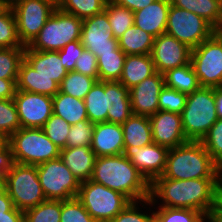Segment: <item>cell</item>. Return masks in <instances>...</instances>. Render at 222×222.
Segmentation results:
<instances>
[{
    "label": "cell",
    "mask_w": 222,
    "mask_h": 222,
    "mask_svg": "<svg viewBox=\"0 0 222 222\" xmlns=\"http://www.w3.org/2000/svg\"><path fill=\"white\" fill-rule=\"evenodd\" d=\"M82 22L57 7L27 47L37 51H60L66 44L81 39Z\"/></svg>",
    "instance_id": "cell-6"
},
{
    "label": "cell",
    "mask_w": 222,
    "mask_h": 222,
    "mask_svg": "<svg viewBox=\"0 0 222 222\" xmlns=\"http://www.w3.org/2000/svg\"><path fill=\"white\" fill-rule=\"evenodd\" d=\"M168 151V148L152 143L144 147L124 146L123 155L151 184L157 177L163 175Z\"/></svg>",
    "instance_id": "cell-15"
},
{
    "label": "cell",
    "mask_w": 222,
    "mask_h": 222,
    "mask_svg": "<svg viewBox=\"0 0 222 222\" xmlns=\"http://www.w3.org/2000/svg\"><path fill=\"white\" fill-rule=\"evenodd\" d=\"M222 215V174L220 175L216 186L215 208Z\"/></svg>",
    "instance_id": "cell-54"
},
{
    "label": "cell",
    "mask_w": 222,
    "mask_h": 222,
    "mask_svg": "<svg viewBox=\"0 0 222 222\" xmlns=\"http://www.w3.org/2000/svg\"><path fill=\"white\" fill-rule=\"evenodd\" d=\"M60 217V200H45L24 211V222H60Z\"/></svg>",
    "instance_id": "cell-37"
},
{
    "label": "cell",
    "mask_w": 222,
    "mask_h": 222,
    "mask_svg": "<svg viewBox=\"0 0 222 222\" xmlns=\"http://www.w3.org/2000/svg\"><path fill=\"white\" fill-rule=\"evenodd\" d=\"M0 222H24V211L13 207L7 216H0Z\"/></svg>",
    "instance_id": "cell-53"
},
{
    "label": "cell",
    "mask_w": 222,
    "mask_h": 222,
    "mask_svg": "<svg viewBox=\"0 0 222 222\" xmlns=\"http://www.w3.org/2000/svg\"><path fill=\"white\" fill-rule=\"evenodd\" d=\"M107 122L124 123L132 114L129 89L119 81H108Z\"/></svg>",
    "instance_id": "cell-25"
},
{
    "label": "cell",
    "mask_w": 222,
    "mask_h": 222,
    "mask_svg": "<svg viewBox=\"0 0 222 222\" xmlns=\"http://www.w3.org/2000/svg\"><path fill=\"white\" fill-rule=\"evenodd\" d=\"M25 47L18 38L16 19L11 6L0 7V48Z\"/></svg>",
    "instance_id": "cell-36"
},
{
    "label": "cell",
    "mask_w": 222,
    "mask_h": 222,
    "mask_svg": "<svg viewBox=\"0 0 222 222\" xmlns=\"http://www.w3.org/2000/svg\"><path fill=\"white\" fill-rule=\"evenodd\" d=\"M206 222H222V215L213 209L207 216Z\"/></svg>",
    "instance_id": "cell-56"
},
{
    "label": "cell",
    "mask_w": 222,
    "mask_h": 222,
    "mask_svg": "<svg viewBox=\"0 0 222 222\" xmlns=\"http://www.w3.org/2000/svg\"><path fill=\"white\" fill-rule=\"evenodd\" d=\"M5 184L15 208L25 211L47 200L35 165L13 163L7 172Z\"/></svg>",
    "instance_id": "cell-7"
},
{
    "label": "cell",
    "mask_w": 222,
    "mask_h": 222,
    "mask_svg": "<svg viewBox=\"0 0 222 222\" xmlns=\"http://www.w3.org/2000/svg\"><path fill=\"white\" fill-rule=\"evenodd\" d=\"M87 117L93 124L107 122L108 81H96L84 98Z\"/></svg>",
    "instance_id": "cell-28"
},
{
    "label": "cell",
    "mask_w": 222,
    "mask_h": 222,
    "mask_svg": "<svg viewBox=\"0 0 222 222\" xmlns=\"http://www.w3.org/2000/svg\"><path fill=\"white\" fill-rule=\"evenodd\" d=\"M16 90L53 97L59 92V84L50 77L39 76L33 66L23 59L19 67Z\"/></svg>",
    "instance_id": "cell-23"
},
{
    "label": "cell",
    "mask_w": 222,
    "mask_h": 222,
    "mask_svg": "<svg viewBox=\"0 0 222 222\" xmlns=\"http://www.w3.org/2000/svg\"><path fill=\"white\" fill-rule=\"evenodd\" d=\"M154 218L158 222H205L206 216L193 209L156 207Z\"/></svg>",
    "instance_id": "cell-39"
},
{
    "label": "cell",
    "mask_w": 222,
    "mask_h": 222,
    "mask_svg": "<svg viewBox=\"0 0 222 222\" xmlns=\"http://www.w3.org/2000/svg\"><path fill=\"white\" fill-rule=\"evenodd\" d=\"M60 158L80 183L91 180L96 155L90 146L61 149Z\"/></svg>",
    "instance_id": "cell-22"
},
{
    "label": "cell",
    "mask_w": 222,
    "mask_h": 222,
    "mask_svg": "<svg viewBox=\"0 0 222 222\" xmlns=\"http://www.w3.org/2000/svg\"><path fill=\"white\" fill-rule=\"evenodd\" d=\"M74 71L91 76L98 81L97 57L91 51L84 49L75 63Z\"/></svg>",
    "instance_id": "cell-47"
},
{
    "label": "cell",
    "mask_w": 222,
    "mask_h": 222,
    "mask_svg": "<svg viewBox=\"0 0 222 222\" xmlns=\"http://www.w3.org/2000/svg\"><path fill=\"white\" fill-rule=\"evenodd\" d=\"M52 109L53 114L62 117L70 125L88 120L84 100L60 91L52 97Z\"/></svg>",
    "instance_id": "cell-27"
},
{
    "label": "cell",
    "mask_w": 222,
    "mask_h": 222,
    "mask_svg": "<svg viewBox=\"0 0 222 222\" xmlns=\"http://www.w3.org/2000/svg\"><path fill=\"white\" fill-rule=\"evenodd\" d=\"M151 57L156 71L164 74L170 69L189 64L191 48L175 37L163 33L154 39Z\"/></svg>",
    "instance_id": "cell-16"
},
{
    "label": "cell",
    "mask_w": 222,
    "mask_h": 222,
    "mask_svg": "<svg viewBox=\"0 0 222 222\" xmlns=\"http://www.w3.org/2000/svg\"><path fill=\"white\" fill-rule=\"evenodd\" d=\"M17 79L0 78V99H13L16 92Z\"/></svg>",
    "instance_id": "cell-50"
},
{
    "label": "cell",
    "mask_w": 222,
    "mask_h": 222,
    "mask_svg": "<svg viewBox=\"0 0 222 222\" xmlns=\"http://www.w3.org/2000/svg\"><path fill=\"white\" fill-rule=\"evenodd\" d=\"M115 4L126 7L129 10L135 12L137 10L147 7L149 4L153 3L155 0H111Z\"/></svg>",
    "instance_id": "cell-52"
},
{
    "label": "cell",
    "mask_w": 222,
    "mask_h": 222,
    "mask_svg": "<svg viewBox=\"0 0 222 222\" xmlns=\"http://www.w3.org/2000/svg\"><path fill=\"white\" fill-rule=\"evenodd\" d=\"M190 62L201 87H222V39L216 33L191 49Z\"/></svg>",
    "instance_id": "cell-12"
},
{
    "label": "cell",
    "mask_w": 222,
    "mask_h": 222,
    "mask_svg": "<svg viewBox=\"0 0 222 222\" xmlns=\"http://www.w3.org/2000/svg\"><path fill=\"white\" fill-rule=\"evenodd\" d=\"M13 163L12 150L8 145L0 152V185L5 184L6 174L12 168Z\"/></svg>",
    "instance_id": "cell-49"
},
{
    "label": "cell",
    "mask_w": 222,
    "mask_h": 222,
    "mask_svg": "<svg viewBox=\"0 0 222 222\" xmlns=\"http://www.w3.org/2000/svg\"><path fill=\"white\" fill-rule=\"evenodd\" d=\"M8 146V137L0 132V152Z\"/></svg>",
    "instance_id": "cell-57"
},
{
    "label": "cell",
    "mask_w": 222,
    "mask_h": 222,
    "mask_svg": "<svg viewBox=\"0 0 222 222\" xmlns=\"http://www.w3.org/2000/svg\"><path fill=\"white\" fill-rule=\"evenodd\" d=\"M25 47L0 48V78L17 79Z\"/></svg>",
    "instance_id": "cell-38"
},
{
    "label": "cell",
    "mask_w": 222,
    "mask_h": 222,
    "mask_svg": "<svg viewBox=\"0 0 222 222\" xmlns=\"http://www.w3.org/2000/svg\"><path fill=\"white\" fill-rule=\"evenodd\" d=\"M111 31L107 12L104 10L83 20L81 43L86 50L91 51L97 58L101 54L112 53L119 47V44Z\"/></svg>",
    "instance_id": "cell-13"
},
{
    "label": "cell",
    "mask_w": 222,
    "mask_h": 222,
    "mask_svg": "<svg viewBox=\"0 0 222 222\" xmlns=\"http://www.w3.org/2000/svg\"><path fill=\"white\" fill-rule=\"evenodd\" d=\"M94 125L89 120H82L71 125L69 133L67 135L66 147H85L91 145V139L93 137Z\"/></svg>",
    "instance_id": "cell-43"
},
{
    "label": "cell",
    "mask_w": 222,
    "mask_h": 222,
    "mask_svg": "<svg viewBox=\"0 0 222 222\" xmlns=\"http://www.w3.org/2000/svg\"><path fill=\"white\" fill-rule=\"evenodd\" d=\"M165 33L194 49L215 33V28L203 17L170 5Z\"/></svg>",
    "instance_id": "cell-10"
},
{
    "label": "cell",
    "mask_w": 222,
    "mask_h": 222,
    "mask_svg": "<svg viewBox=\"0 0 222 222\" xmlns=\"http://www.w3.org/2000/svg\"><path fill=\"white\" fill-rule=\"evenodd\" d=\"M76 198L98 222H110L131 202L122 193L92 180L80 183Z\"/></svg>",
    "instance_id": "cell-8"
},
{
    "label": "cell",
    "mask_w": 222,
    "mask_h": 222,
    "mask_svg": "<svg viewBox=\"0 0 222 222\" xmlns=\"http://www.w3.org/2000/svg\"><path fill=\"white\" fill-rule=\"evenodd\" d=\"M214 100L218 119H222V87H214Z\"/></svg>",
    "instance_id": "cell-55"
},
{
    "label": "cell",
    "mask_w": 222,
    "mask_h": 222,
    "mask_svg": "<svg viewBox=\"0 0 222 222\" xmlns=\"http://www.w3.org/2000/svg\"><path fill=\"white\" fill-rule=\"evenodd\" d=\"M219 178L177 180L157 177L150 184L146 206L193 209L207 216L215 208L216 186ZM157 198V199H156Z\"/></svg>",
    "instance_id": "cell-1"
},
{
    "label": "cell",
    "mask_w": 222,
    "mask_h": 222,
    "mask_svg": "<svg viewBox=\"0 0 222 222\" xmlns=\"http://www.w3.org/2000/svg\"><path fill=\"white\" fill-rule=\"evenodd\" d=\"M181 118L186 139L201 141L218 120L214 88L200 87L188 94Z\"/></svg>",
    "instance_id": "cell-4"
},
{
    "label": "cell",
    "mask_w": 222,
    "mask_h": 222,
    "mask_svg": "<svg viewBox=\"0 0 222 222\" xmlns=\"http://www.w3.org/2000/svg\"><path fill=\"white\" fill-rule=\"evenodd\" d=\"M213 161L222 169V119H218L201 140Z\"/></svg>",
    "instance_id": "cell-42"
},
{
    "label": "cell",
    "mask_w": 222,
    "mask_h": 222,
    "mask_svg": "<svg viewBox=\"0 0 222 222\" xmlns=\"http://www.w3.org/2000/svg\"><path fill=\"white\" fill-rule=\"evenodd\" d=\"M222 169L213 161L201 141H187L169 149L163 178L189 180L219 178Z\"/></svg>",
    "instance_id": "cell-3"
},
{
    "label": "cell",
    "mask_w": 222,
    "mask_h": 222,
    "mask_svg": "<svg viewBox=\"0 0 222 222\" xmlns=\"http://www.w3.org/2000/svg\"><path fill=\"white\" fill-rule=\"evenodd\" d=\"M215 33L222 39V27L215 29Z\"/></svg>",
    "instance_id": "cell-59"
},
{
    "label": "cell",
    "mask_w": 222,
    "mask_h": 222,
    "mask_svg": "<svg viewBox=\"0 0 222 222\" xmlns=\"http://www.w3.org/2000/svg\"><path fill=\"white\" fill-rule=\"evenodd\" d=\"M13 99L21 128H42L53 114L51 96L16 90Z\"/></svg>",
    "instance_id": "cell-14"
},
{
    "label": "cell",
    "mask_w": 222,
    "mask_h": 222,
    "mask_svg": "<svg viewBox=\"0 0 222 222\" xmlns=\"http://www.w3.org/2000/svg\"><path fill=\"white\" fill-rule=\"evenodd\" d=\"M170 5L169 0H155L147 7L135 11L134 25L156 38L166 31Z\"/></svg>",
    "instance_id": "cell-20"
},
{
    "label": "cell",
    "mask_w": 222,
    "mask_h": 222,
    "mask_svg": "<svg viewBox=\"0 0 222 222\" xmlns=\"http://www.w3.org/2000/svg\"><path fill=\"white\" fill-rule=\"evenodd\" d=\"M13 161L26 165H39L60 157L58 148L42 128H19L8 138Z\"/></svg>",
    "instance_id": "cell-5"
},
{
    "label": "cell",
    "mask_w": 222,
    "mask_h": 222,
    "mask_svg": "<svg viewBox=\"0 0 222 222\" xmlns=\"http://www.w3.org/2000/svg\"><path fill=\"white\" fill-rule=\"evenodd\" d=\"M97 80L91 76L75 71H68L59 85V91L84 100Z\"/></svg>",
    "instance_id": "cell-35"
},
{
    "label": "cell",
    "mask_w": 222,
    "mask_h": 222,
    "mask_svg": "<svg viewBox=\"0 0 222 222\" xmlns=\"http://www.w3.org/2000/svg\"><path fill=\"white\" fill-rule=\"evenodd\" d=\"M47 200H69L77 196L80 182L59 157L36 165Z\"/></svg>",
    "instance_id": "cell-11"
},
{
    "label": "cell",
    "mask_w": 222,
    "mask_h": 222,
    "mask_svg": "<svg viewBox=\"0 0 222 222\" xmlns=\"http://www.w3.org/2000/svg\"><path fill=\"white\" fill-rule=\"evenodd\" d=\"M155 37L141 28L132 25L118 39L119 48L126 55L151 54Z\"/></svg>",
    "instance_id": "cell-30"
},
{
    "label": "cell",
    "mask_w": 222,
    "mask_h": 222,
    "mask_svg": "<svg viewBox=\"0 0 222 222\" xmlns=\"http://www.w3.org/2000/svg\"><path fill=\"white\" fill-rule=\"evenodd\" d=\"M164 81L166 87L187 95L201 87L191 62L168 70L164 73Z\"/></svg>",
    "instance_id": "cell-31"
},
{
    "label": "cell",
    "mask_w": 222,
    "mask_h": 222,
    "mask_svg": "<svg viewBox=\"0 0 222 222\" xmlns=\"http://www.w3.org/2000/svg\"><path fill=\"white\" fill-rule=\"evenodd\" d=\"M90 147L96 157L123 154L124 139L121 124L110 122L96 123Z\"/></svg>",
    "instance_id": "cell-19"
},
{
    "label": "cell",
    "mask_w": 222,
    "mask_h": 222,
    "mask_svg": "<svg viewBox=\"0 0 222 222\" xmlns=\"http://www.w3.org/2000/svg\"><path fill=\"white\" fill-rule=\"evenodd\" d=\"M91 180L122 193L131 202L150 198V183L123 154L96 157Z\"/></svg>",
    "instance_id": "cell-2"
},
{
    "label": "cell",
    "mask_w": 222,
    "mask_h": 222,
    "mask_svg": "<svg viewBox=\"0 0 222 222\" xmlns=\"http://www.w3.org/2000/svg\"><path fill=\"white\" fill-rule=\"evenodd\" d=\"M156 68L152 60L151 54L145 55H126L122 74L119 82L128 89L133 88L145 78L155 74Z\"/></svg>",
    "instance_id": "cell-24"
},
{
    "label": "cell",
    "mask_w": 222,
    "mask_h": 222,
    "mask_svg": "<svg viewBox=\"0 0 222 222\" xmlns=\"http://www.w3.org/2000/svg\"><path fill=\"white\" fill-rule=\"evenodd\" d=\"M170 4L203 17L215 29L222 24V0H169Z\"/></svg>",
    "instance_id": "cell-29"
},
{
    "label": "cell",
    "mask_w": 222,
    "mask_h": 222,
    "mask_svg": "<svg viewBox=\"0 0 222 222\" xmlns=\"http://www.w3.org/2000/svg\"><path fill=\"white\" fill-rule=\"evenodd\" d=\"M84 49L81 40H77L66 44L60 51H58L61 61L64 62V67L68 71H74L75 63Z\"/></svg>",
    "instance_id": "cell-48"
},
{
    "label": "cell",
    "mask_w": 222,
    "mask_h": 222,
    "mask_svg": "<svg viewBox=\"0 0 222 222\" xmlns=\"http://www.w3.org/2000/svg\"><path fill=\"white\" fill-rule=\"evenodd\" d=\"M11 7L18 38L23 46H28L58 6L57 0H18Z\"/></svg>",
    "instance_id": "cell-9"
},
{
    "label": "cell",
    "mask_w": 222,
    "mask_h": 222,
    "mask_svg": "<svg viewBox=\"0 0 222 222\" xmlns=\"http://www.w3.org/2000/svg\"><path fill=\"white\" fill-rule=\"evenodd\" d=\"M164 86V74L156 72L129 89L133 114L149 117L159 111L158 99Z\"/></svg>",
    "instance_id": "cell-18"
},
{
    "label": "cell",
    "mask_w": 222,
    "mask_h": 222,
    "mask_svg": "<svg viewBox=\"0 0 222 222\" xmlns=\"http://www.w3.org/2000/svg\"><path fill=\"white\" fill-rule=\"evenodd\" d=\"M14 207L12 199L9 197L7 192L6 184L0 185V216H7L9 212Z\"/></svg>",
    "instance_id": "cell-51"
},
{
    "label": "cell",
    "mask_w": 222,
    "mask_h": 222,
    "mask_svg": "<svg viewBox=\"0 0 222 222\" xmlns=\"http://www.w3.org/2000/svg\"><path fill=\"white\" fill-rule=\"evenodd\" d=\"M18 0H0V3L4 6H12Z\"/></svg>",
    "instance_id": "cell-58"
},
{
    "label": "cell",
    "mask_w": 222,
    "mask_h": 222,
    "mask_svg": "<svg viewBox=\"0 0 222 222\" xmlns=\"http://www.w3.org/2000/svg\"><path fill=\"white\" fill-rule=\"evenodd\" d=\"M19 128L21 124L14 99H0V132L9 138Z\"/></svg>",
    "instance_id": "cell-40"
},
{
    "label": "cell",
    "mask_w": 222,
    "mask_h": 222,
    "mask_svg": "<svg viewBox=\"0 0 222 222\" xmlns=\"http://www.w3.org/2000/svg\"><path fill=\"white\" fill-rule=\"evenodd\" d=\"M71 125L62 117L52 114L42 129L45 135L60 149L66 148L67 135Z\"/></svg>",
    "instance_id": "cell-41"
},
{
    "label": "cell",
    "mask_w": 222,
    "mask_h": 222,
    "mask_svg": "<svg viewBox=\"0 0 222 222\" xmlns=\"http://www.w3.org/2000/svg\"><path fill=\"white\" fill-rule=\"evenodd\" d=\"M107 1L108 0H58L57 6L62 11L84 20L104 11Z\"/></svg>",
    "instance_id": "cell-33"
},
{
    "label": "cell",
    "mask_w": 222,
    "mask_h": 222,
    "mask_svg": "<svg viewBox=\"0 0 222 222\" xmlns=\"http://www.w3.org/2000/svg\"><path fill=\"white\" fill-rule=\"evenodd\" d=\"M105 11L107 12L108 21L112 28L113 37L117 40L129 27L134 25V12L126 7L119 6L108 0Z\"/></svg>",
    "instance_id": "cell-34"
},
{
    "label": "cell",
    "mask_w": 222,
    "mask_h": 222,
    "mask_svg": "<svg viewBox=\"0 0 222 222\" xmlns=\"http://www.w3.org/2000/svg\"><path fill=\"white\" fill-rule=\"evenodd\" d=\"M149 119L153 143L172 149L188 141L183 132L181 114L159 110Z\"/></svg>",
    "instance_id": "cell-17"
},
{
    "label": "cell",
    "mask_w": 222,
    "mask_h": 222,
    "mask_svg": "<svg viewBox=\"0 0 222 222\" xmlns=\"http://www.w3.org/2000/svg\"><path fill=\"white\" fill-rule=\"evenodd\" d=\"M24 59L39 76L50 77L59 85L68 73L58 51H37L25 46Z\"/></svg>",
    "instance_id": "cell-21"
},
{
    "label": "cell",
    "mask_w": 222,
    "mask_h": 222,
    "mask_svg": "<svg viewBox=\"0 0 222 222\" xmlns=\"http://www.w3.org/2000/svg\"><path fill=\"white\" fill-rule=\"evenodd\" d=\"M143 202V203H142ZM138 204L145 206L146 199L143 201H135L130 202L120 213H118L110 222H153L154 220V211L147 214L148 211L142 212L141 206L139 207ZM147 212V213H146Z\"/></svg>",
    "instance_id": "cell-46"
},
{
    "label": "cell",
    "mask_w": 222,
    "mask_h": 222,
    "mask_svg": "<svg viewBox=\"0 0 222 222\" xmlns=\"http://www.w3.org/2000/svg\"><path fill=\"white\" fill-rule=\"evenodd\" d=\"M121 126L124 146L144 147L153 143L148 116L132 114Z\"/></svg>",
    "instance_id": "cell-26"
},
{
    "label": "cell",
    "mask_w": 222,
    "mask_h": 222,
    "mask_svg": "<svg viewBox=\"0 0 222 222\" xmlns=\"http://www.w3.org/2000/svg\"><path fill=\"white\" fill-rule=\"evenodd\" d=\"M60 222H98L76 198L61 201Z\"/></svg>",
    "instance_id": "cell-44"
},
{
    "label": "cell",
    "mask_w": 222,
    "mask_h": 222,
    "mask_svg": "<svg viewBox=\"0 0 222 222\" xmlns=\"http://www.w3.org/2000/svg\"><path fill=\"white\" fill-rule=\"evenodd\" d=\"M126 54L118 47L112 53L101 54L97 58L98 81H119Z\"/></svg>",
    "instance_id": "cell-32"
},
{
    "label": "cell",
    "mask_w": 222,
    "mask_h": 222,
    "mask_svg": "<svg viewBox=\"0 0 222 222\" xmlns=\"http://www.w3.org/2000/svg\"><path fill=\"white\" fill-rule=\"evenodd\" d=\"M186 99L187 94L164 86L159 94V110L181 114L186 105Z\"/></svg>",
    "instance_id": "cell-45"
}]
</instances>
